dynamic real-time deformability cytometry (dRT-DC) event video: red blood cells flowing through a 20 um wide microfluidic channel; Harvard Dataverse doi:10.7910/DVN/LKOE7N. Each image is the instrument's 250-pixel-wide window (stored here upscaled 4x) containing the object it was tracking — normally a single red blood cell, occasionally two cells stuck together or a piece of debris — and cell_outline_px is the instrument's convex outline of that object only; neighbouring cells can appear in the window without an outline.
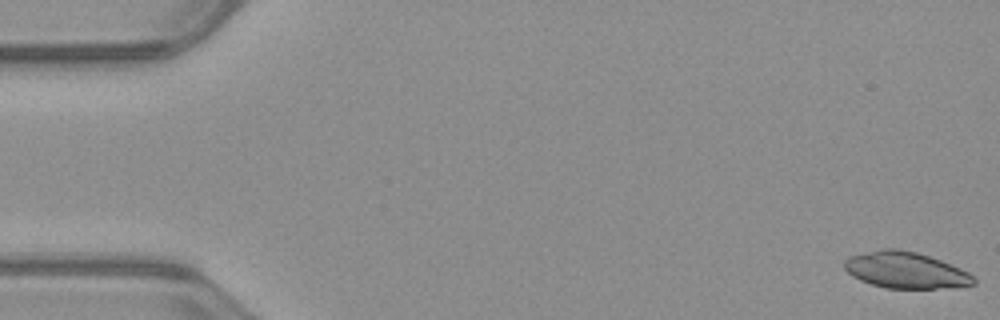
{"species": "common noctule bat (a hibernating species)", "species_latin": "Nyctalus noctula", "temperature_condition": "warm", "stored_images_in_passage": 52, "camera_frame_rate_fps": 3000, "um_per_image_px": 0.085, "animal": {"sex": "male", "body_mass_g": 23.1, "forearm_length_mm": 52.7}, "frame": {"image": 1, "passage_image": 1, "time_ms": 0.0, "image_size_px": [1000, 320], "cell_outline_px": [[976, 284], [948, 288], [888, 288], [872, 284], [860, 280], [852, 276], [844, 268], [844, 260], [848, 256], [880, 248], [896, 248], [916, 252], [940, 260], [960, 268], [968, 272], [976, 280]], "centroid_in_image_um": [76.95, 22.95], "position_along_channel_um": 8.0, "area_um2": 27.4}}